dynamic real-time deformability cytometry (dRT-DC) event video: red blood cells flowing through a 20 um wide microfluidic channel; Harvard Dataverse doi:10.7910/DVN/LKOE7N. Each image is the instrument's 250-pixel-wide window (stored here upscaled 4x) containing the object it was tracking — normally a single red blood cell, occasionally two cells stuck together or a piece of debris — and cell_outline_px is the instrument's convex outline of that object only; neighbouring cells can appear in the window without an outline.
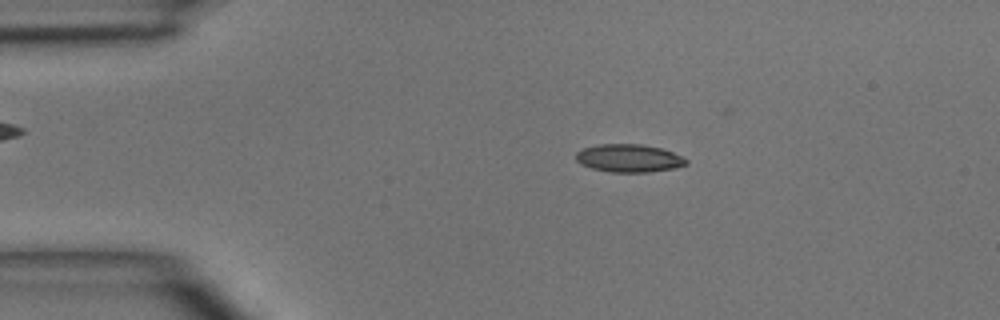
{"species": "common noctule bat (a hibernating species)", "species_latin": "Nyctalus noctula", "temperature_condition": "room temperature", "stored_images_in_passage": 4, "camera_frame_rate_fps": 3000, "um_per_image_px": 0.085, "animal": {"sex": "male", "body_mass_g": 15.6}, "frame": {"image": 1, "passage_image": 2, "time_ms": 1.333, "image_size_px": [1000, 320], "cell_outline_px": [[688, 164], [676, 168], [648, 172], [612, 172], [592, 168], [580, 164], [576, 160], [576, 152], [584, 148], [600, 144], [640, 144], [660, 148], [672, 152], [688, 160]], "centroid_in_image_um": [53.46, 13.45], "position_along_channel_um": 31.5, "area_um2": 17.86}}
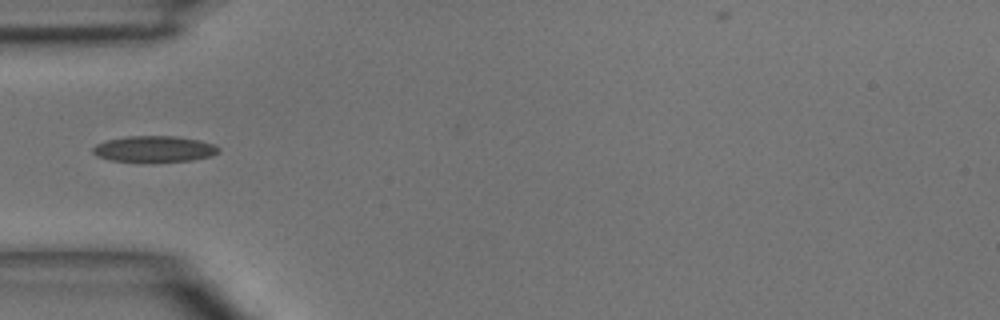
{"frame": {"image": 2, "passage_image": 3, "time_ms": 3.333, "image_size_px": [1000, 320], "cell_outline_px": [[220, 152], [212, 156], [192, 160], [152, 164], [112, 160], [96, 156], [92, 152], [92, 148], [96, 144], [108, 140], [128, 136], [176, 136], [200, 140], [212, 144], [220, 148]], "centroid_in_image_um": [13.12, 12.7], "position_along_channel_um": 71.9, "area_um2": 19.77}}
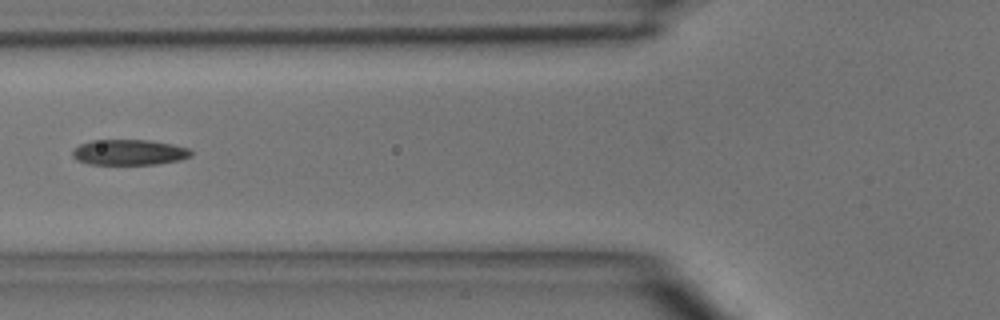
{"frame": {"image": 3, "passage_image": 4, "time_ms": 4.333, "image_size_px": [1000, 320], "cell_outline_px": [[192, 156], [180, 160], [156, 164], [88, 164], [76, 160], [72, 156], [72, 152], [80, 144], [92, 140], [148, 140], [172, 144], [188, 148], [192, 152]], "centroid_in_image_um": [10.98, 12.95], "position_along_channel_um": 114.8, "area_um2": 17.63}}